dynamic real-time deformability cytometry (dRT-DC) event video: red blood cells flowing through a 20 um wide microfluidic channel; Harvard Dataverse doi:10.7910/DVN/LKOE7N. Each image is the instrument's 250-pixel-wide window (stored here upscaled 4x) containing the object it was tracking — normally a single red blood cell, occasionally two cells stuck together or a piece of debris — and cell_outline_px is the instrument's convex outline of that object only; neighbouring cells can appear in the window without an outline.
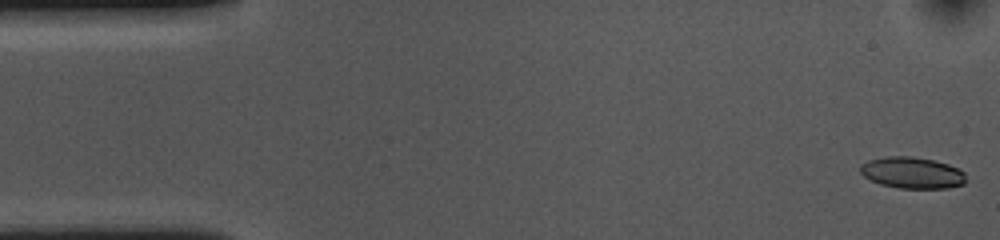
{"species": "common noctule bat (a hibernating species)", "species_latin": "Nyctalus noctula", "temperature_condition": "cold", "stored_images_in_passage": 54, "camera_frame_rate_fps": 3000, "um_per_image_px": 0.085, "animal": {"sex": "female", "body_mass_g": 10.0, "forearm_length_mm": 53.1}, "frame": {"image": 1, "passage_image": 1, "time_ms": 0.0, "image_size_px": [1000, 240], "cell_outline_px": [[964, 184], [948, 188], [900, 188], [880, 184], [864, 176], [860, 172], [860, 164], [868, 160], [888, 156], [912, 156], [932, 160], [948, 164], [964, 172]], "centroid_in_image_um": [77.5, 14.68], "position_along_channel_um": 7.5, "area_um2": 19.19}}
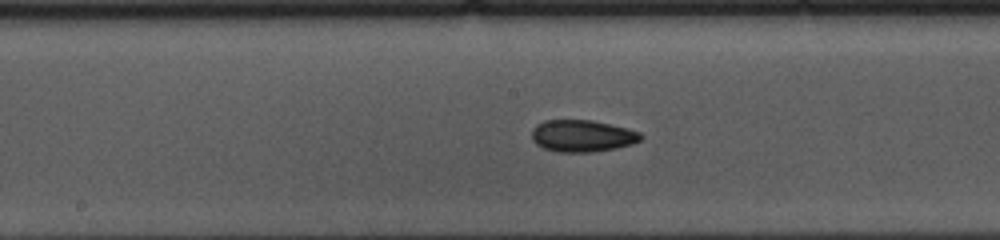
{"frame": {"image": 2, "passage_image": 26, "time_ms": 8.333, "image_size_px": [1000, 240], "cell_outline_px": [[644, 136], [640, 140], [632, 144], [616, 148], [592, 152], [556, 152], [544, 148], [536, 144], [532, 140], [532, 128], [536, 124], [544, 120], [592, 120], [628, 128], [640, 132]], "centroid_in_image_um": [49.49, 11.55], "position_along_channel_um": 198.7, "area_um2": 20.46}}
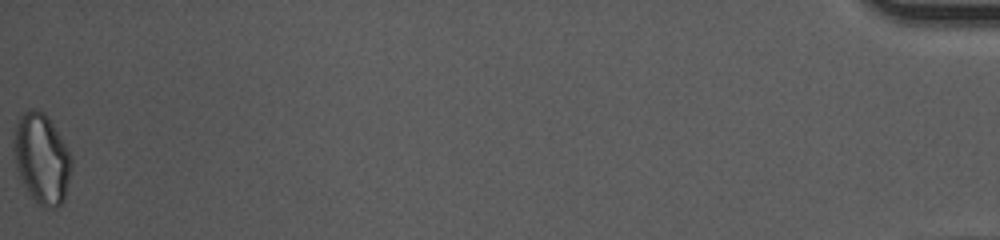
{"frame": {"image": 3, "passage_image": 54, "time_ms": 17.667, "image_size_px": [1000, 240], "cell_outline_px": [[72, 164], [64, 200], [56, 208], [44, 208], [28, 192], [16, 168], [12, 148], [12, 144], [16, 120], [28, 108], [36, 108], [44, 112], [48, 116], [68, 148], [72, 156]], "centroid_in_image_um": [3.53, 13.43], "position_along_channel_um": 431.7, "area_um2": 30.58}, "authors_computed_cell_mechanics": {"area_um2": 20.0855, "velocity_mm_per_s": 3.6329, "shape_relaxation_time_tau1_ms": null, "shape_relaxation_time_tau2_ms": 6.1181, "deformation_change_tau1": null, "deformation_change_tau2": 0.1149}}